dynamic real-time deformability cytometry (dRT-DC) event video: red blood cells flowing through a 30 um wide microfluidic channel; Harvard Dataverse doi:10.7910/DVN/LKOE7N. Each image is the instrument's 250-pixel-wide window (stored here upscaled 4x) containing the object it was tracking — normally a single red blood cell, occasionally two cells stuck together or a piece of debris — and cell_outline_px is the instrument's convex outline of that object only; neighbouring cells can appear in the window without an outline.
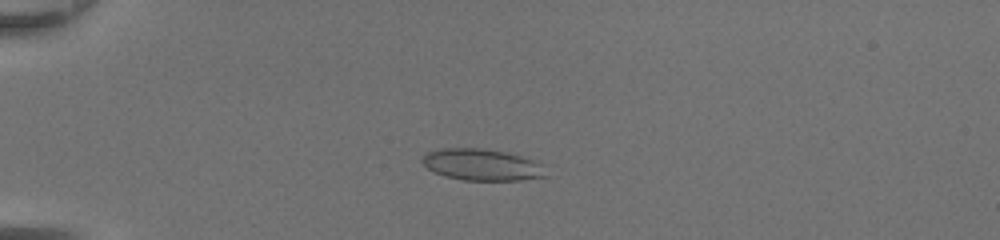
{"species": "common noctule bat (a hibernating species)", "species_latin": "Nyctalus noctula", "temperature_condition": "room temperature", "stored_images_in_passage": 50, "camera_frame_rate_fps": 3000, "um_per_image_px": 0.085, "animal": {"sex": "female", "body_mass_g": 20.0, "forearm_length_mm": 54.0}, "frame": {"image": 1, "passage_image": 15, "time_ms": 4.667, "image_size_px": [1000, 240], "cell_outline_px": [[548, 176], [520, 180], [464, 180], [444, 176], [428, 168], [420, 160], [428, 152], [444, 148], [480, 148], [504, 152], [520, 156], [532, 160], [540, 164]], "centroid_in_image_um": [40.95, 14.01], "position_along_channel_um": 44.1, "area_um2": 22.37}}
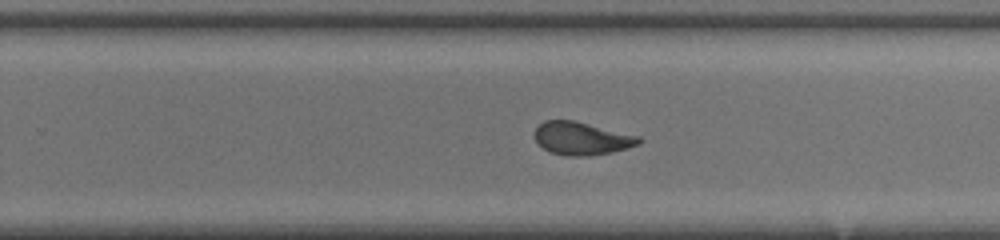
{"frame": {"image": 2, "passage_image": 34, "time_ms": 11.0, "image_size_px": [1000, 240], "cell_outline_px": [[644, 140], [640, 144], [612, 152], [588, 156], [568, 156], [548, 152], [536, 144], [532, 136], [532, 132], [544, 120], [576, 120], [640, 136]], "centroid_in_image_um": [49.4, 11.76], "position_along_channel_um": 280.4, "area_um2": 20.58}}
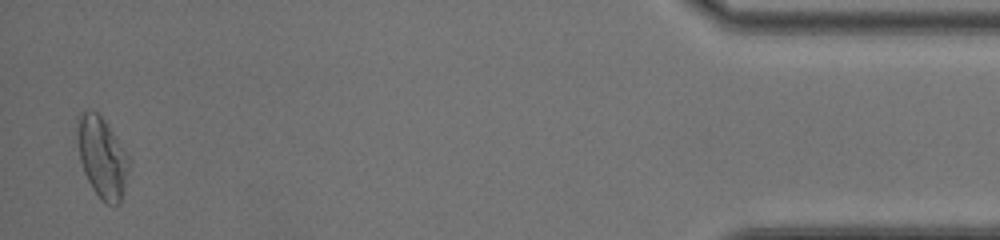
{"frame": {"image": 3, "passage_image": 49, "time_ms": 16.0, "image_size_px": [1000, 240], "cell_outline_px": [[132, 160], [120, 204], [108, 204], [100, 200], [92, 188], [84, 172], [80, 160], [76, 140], [76, 116], [80, 112], [96, 112], [104, 120]], "centroid_in_image_um": [8.67, 13.38], "position_along_channel_um": 426.5, "area_um2": 24.62}, "authors_computed_cell_mechanics": {"area_um2": 21.9062, "velocity_mm_per_s": 4.4037, "shape_relaxation_time_tau1_ms": 5.229, "shape_relaxation_time_tau2_ms": 0.9383, "deformation_change_tau1": 0.1769, "deformation_change_tau2": 0.0535}}